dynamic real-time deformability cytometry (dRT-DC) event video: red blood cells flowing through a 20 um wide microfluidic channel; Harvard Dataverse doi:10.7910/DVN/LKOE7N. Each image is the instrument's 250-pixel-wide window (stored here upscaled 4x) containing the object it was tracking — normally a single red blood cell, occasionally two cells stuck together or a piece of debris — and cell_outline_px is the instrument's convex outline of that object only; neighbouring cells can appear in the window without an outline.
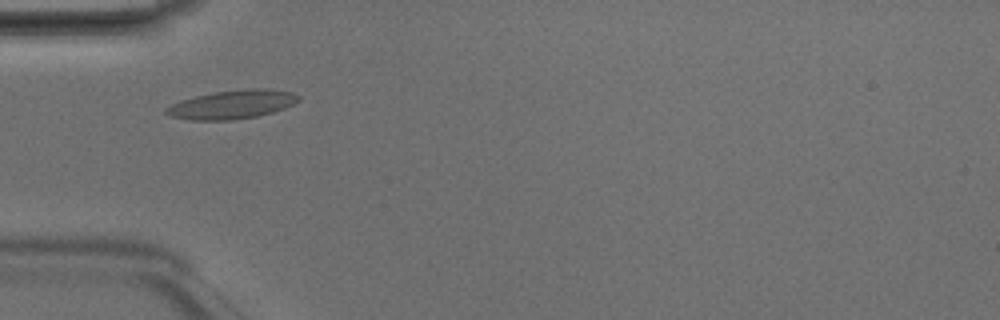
{"species": "Egyptian fruit bat (a non-hibernating species)", "species_latin": "Rousettus aegyptiacus", "temperature_condition": "room temperature", "stored_images_in_passage": 3, "camera_frame_rate_fps": 3000, "um_per_image_px": 0.085, "animal": {"sex": "male"}, "frame": {"image": 1, "passage_image": 2, "time_ms": 0.333, "image_size_px": [1000, 320], "cell_outline_px": [[300, 100], [284, 108], [272, 112], [256, 116], [232, 120], [188, 120], [172, 116], [164, 112], [164, 108], [180, 100], [196, 96], [216, 92], [248, 88], [268, 88], [292, 92], [300, 96]], "centroid_in_image_um": [19.73, 8.87], "position_along_channel_um": 65.3, "area_um2": 22.08}}